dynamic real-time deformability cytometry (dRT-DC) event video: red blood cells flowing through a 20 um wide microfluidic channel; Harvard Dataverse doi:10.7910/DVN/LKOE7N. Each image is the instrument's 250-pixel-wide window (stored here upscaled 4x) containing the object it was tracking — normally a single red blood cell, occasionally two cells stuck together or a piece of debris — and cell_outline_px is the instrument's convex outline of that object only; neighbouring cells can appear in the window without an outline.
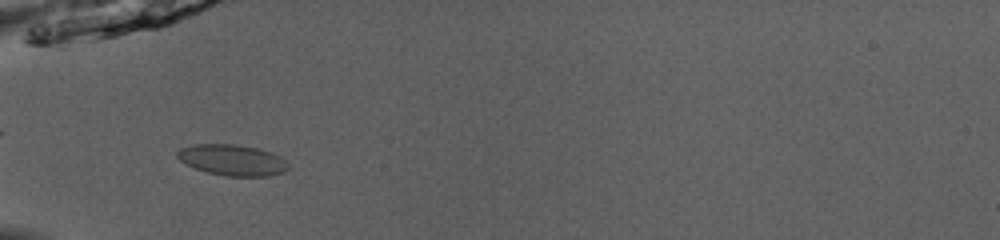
{"species": "common noctule bat (a hibernating species)", "species_latin": "Nyctalus noctula", "temperature_condition": "room temperature", "stored_images_in_passage": 35, "camera_frame_rate_fps": 3000, "um_per_image_px": 0.085, "animal": {"sex": "male", "body_mass_g": 13.0, "forearm_length_mm": 53.1}, "frame": {"image": 1, "passage_image": 2, "time_ms": 0.333, "image_size_px": [1000, 240], "cell_outline_px": [[288, 168], [284, 172], [268, 176], [224, 176], [204, 172], [180, 160], [176, 156], [176, 152], [180, 148], [196, 144], [232, 144], [256, 148], [272, 152], [280, 156], [288, 164]], "centroid_in_image_um": [19.74, 13.61], "position_along_channel_um": 65.3, "area_um2": 20.0}}
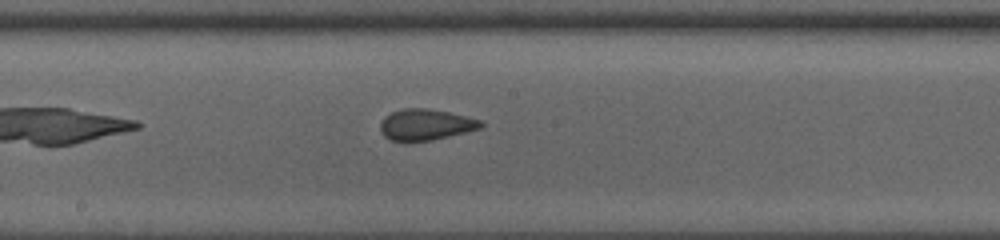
{"frame": {"image": 2, "passage_image": 13, "time_ms": 4.0, "image_size_px": [1000, 240], "cell_outline_px": [[484, 124], [480, 128], [432, 140], [392, 140], [384, 136], [380, 132], [380, 124], [384, 116], [392, 112], [404, 108], [428, 108], [448, 112], [484, 120]], "centroid_in_image_um": [36.18, 10.57], "position_along_channel_um": 212.0, "area_um2": 18.03}}
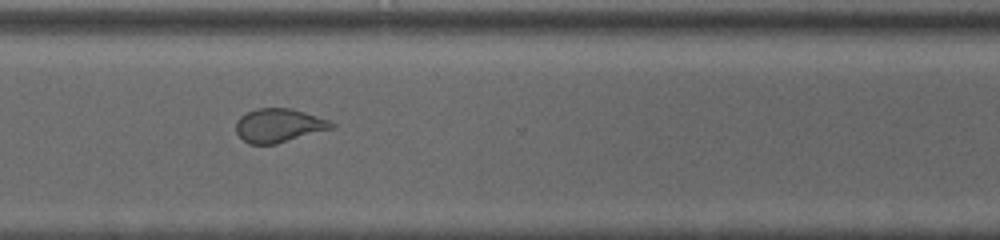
{"frame": {"image": 3, "passage_image": 23, "time_ms": 7.333, "image_size_px": [1000, 240], "cell_outline_px": [[336, 124], [332, 128], [276, 144], [248, 144], [236, 132], [236, 120], [240, 116], [256, 108], [292, 108], [328, 120]], "centroid_in_image_um": [23.67, 10.66], "position_along_channel_um": 346.9, "area_um2": 18.61}, "authors_computed_cell_mechanics": {"area_um2": 18.9006, "velocity_mm_per_s": 4.0677, "shape_relaxation_time_tau1_ms": null, "shape_relaxation_time_tau2_ms": 0.8108, "deformation_change_tau1": null, "deformation_change_tau2": 0.0467}}